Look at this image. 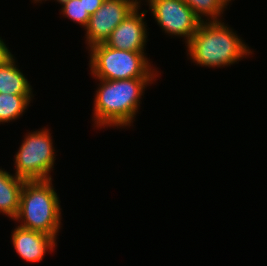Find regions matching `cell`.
<instances>
[{
    "instance_id": "1",
    "label": "cell",
    "mask_w": 267,
    "mask_h": 266,
    "mask_svg": "<svg viewBox=\"0 0 267 266\" xmlns=\"http://www.w3.org/2000/svg\"><path fill=\"white\" fill-rule=\"evenodd\" d=\"M156 78H130L99 80L94 98L93 117L100 128L131 126L140 106L141 96L147 85ZM101 84V85H100Z\"/></svg>"
},
{
    "instance_id": "2",
    "label": "cell",
    "mask_w": 267,
    "mask_h": 266,
    "mask_svg": "<svg viewBox=\"0 0 267 266\" xmlns=\"http://www.w3.org/2000/svg\"><path fill=\"white\" fill-rule=\"evenodd\" d=\"M187 56L196 65L221 67L235 64L252 54L235 31L221 21H202L187 43Z\"/></svg>"
},
{
    "instance_id": "3",
    "label": "cell",
    "mask_w": 267,
    "mask_h": 266,
    "mask_svg": "<svg viewBox=\"0 0 267 266\" xmlns=\"http://www.w3.org/2000/svg\"><path fill=\"white\" fill-rule=\"evenodd\" d=\"M61 210L52 179L25 181L19 210L13 220L19 221L22 228L51 235L56 239L61 227Z\"/></svg>"
},
{
    "instance_id": "4",
    "label": "cell",
    "mask_w": 267,
    "mask_h": 266,
    "mask_svg": "<svg viewBox=\"0 0 267 266\" xmlns=\"http://www.w3.org/2000/svg\"><path fill=\"white\" fill-rule=\"evenodd\" d=\"M88 49L90 71L96 79L122 80L158 77L144 52L117 50L105 43L93 45Z\"/></svg>"
},
{
    "instance_id": "5",
    "label": "cell",
    "mask_w": 267,
    "mask_h": 266,
    "mask_svg": "<svg viewBox=\"0 0 267 266\" xmlns=\"http://www.w3.org/2000/svg\"><path fill=\"white\" fill-rule=\"evenodd\" d=\"M48 128L26 134L15 155V175L25 181L49 180L55 148Z\"/></svg>"
},
{
    "instance_id": "6",
    "label": "cell",
    "mask_w": 267,
    "mask_h": 266,
    "mask_svg": "<svg viewBox=\"0 0 267 266\" xmlns=\"http://www.w3.org/2000/svg\"><path fill=\"white\" fill-rule=\"evenodd\" d=\"M157 24L168 35L184 37L187 44L201 20L184 0H147Z\"/></svg>"
},
{
    "instance_id": "7",
    "label": "cell",
    "mask_w": 267,
    "mask_h": 266,
    "mask_svg": "<svg viewBox=\"0 0 267 266\" xmlns=\"http://www.w3.org/2000/svg\"><path fill=\"white\" fill-rule=\"evenodd\" d=\"M142 0H105L101 7L89 18L86 26V43H105L111 32L138 6Z\"/></svg>"
},
{
    "instance_id": "8",
    "label": "cell",
    "mask_w": 267,
    "mask_h": 266,
    "mask_svg": "<svg viewBox=\"0 0 267 266\" xmlns=\"http://www.w3.org/2000/svg\"><path fill=\"white\" fill-rule=\"evenodd\" d=\"M138 5L112 32L105 44L117 50L144 52L147 28L144 22L147 10L139 13Z\"/></svg>"
},
{
    "instance_id": "9",
    "label": "cell",
    "mask_w": 267,
    "mask_h": 266,
    "mask_svg": "<svg viewBox=\"0 0 267 266\" xmlns=\"http://www.w3.org/2000/svg\"><path fill=\"white\" fill-rule=\"evenodd\" d=\"M11 242L17 254L27 262H40L45 253L57 246L51 235L17 226L11 235Z\"/></svg>"
},
{
    "instance_id": "10",
    "label": "cell",
    "mask_w": 267,
    "mask_h": 266,
    "mask_svg": "<svg viewBox=\"0 0 267 266\" xmlns=\"http://www.w3.org/2000/svg\"><path fill=\"white\" fill-rule=\"evenodd\" d=\"M25 180L0 169V213L14 219L19 210Z\"/></svg>"
},
{
    "instance_id": "11",
    "label": "cell",
    "mask_w": 267,
    "mask_h": 266,
    "mask_svg": "<svg viewBox=\"0 0 267 266\" xmlns=\"http://www.w3.org/2000/svg\"><path fill=\"white\" fill-rule=\"evenodd\" d=\"M12 55L0 65V93L14 95H33L32 86L18 69Z\"/></svg>"
},
{
    "instance_id": "12",
    "label": "cell",
    "mask_w": 267,
    "mask_h": 266,
    "mask_svg": "<svg viewBox=\"0 0 267 266\" xmlns=\"http://www.w3.org/2000/svg\"><path fill=\"white\" fill-rule=\"evenodd\" d=\"M33 95L0 93V123H8L23 115Z\"/></svg>"
},
{
    "instance_id": "13",
    "label": "cell",
    "mask_w": 267,
    "mask_h": 266,
    "mask_svg": "<svg viewBox=\"0 0 267 266\" xmlns=\"http://www.w3.org/2000/svg\"><path fill=\"white\" fill-rule=\"evenodd\" d=\"M202 21H221L219 18L226 7L221 0H184ZM205 17V20L202 19ZM208 19V20H207Z\"/></svg>"
},
{
    "instance_id": "14",
    "label": "cell",
    "mask_w": 267,
    "mask_h": 266,
    "mask_svg": "<svg viewBox=\"0 0 267 266\" xmlns=\"http://www.w3.org/2000/svg\"><path fill=\"white\" fill-rule=\"evenodd\" d=\"M62 4V15L68 17L75 23H78L84 29L88 25L90 15L85 10L84 0H56Z\"/></svg>"
},
{
    "instance_id": "15",
    "label": "cell",
    "mask_w": 267,
    "mask_h": 266,
    "mask_svg": "<svg viewBox=\"0 0 267 266\" xmlns=\"http://www.w3.org/2000/svg\"><path fill=\"white\" fill-rule=\"evenodd\" d=\"M105 0H84L85 10L89 15H93L104 3Z\"/></svg>"
},
{
    "instance_id": "16",
    "label": "cell",
    "mask_w": 267,
    "mask_h": 266,
    "mask_svg": "<svg viewBox=\"0 0 267 266\" xmlns=\"http://www.w3.org/2000/svg\"><path fill=\"white\" fill-rule=\"evenodd\" d=\"M13 54L10 52L5 42L0 38V65L8 60Z\"/></svg>"
},
{
    "instance_id": "17",
    "label": "cell",
    "mask_w": 267,
    "mask_h": 266,
    "mask_svg": "<svg viewBox=\"0 0 267 266\" xmlns=\"http://www.w3.org/2000/svg\"><path fill=\"white\" fill-rule=\"evenodd\" d=\"M226 6L229 5L231 0H221Z\"/></svg>"
},
{
    "instance_id": "18",
    "label": "cell",
    "mask_w": 267,
    "mask_h": 266,
    "mask_svg": "<svg viewBox=\"0 0 267 266\" xmlns=\"http://www.w3.org/2000/svg\"><path fill=\"white\" fill-rule=\"evenodd\" d=\"M33 1H34V3H36V2L40 3V1H43V0H33ZM45 1H47V0H45Z\"/></svg>"
}]
</instances>
